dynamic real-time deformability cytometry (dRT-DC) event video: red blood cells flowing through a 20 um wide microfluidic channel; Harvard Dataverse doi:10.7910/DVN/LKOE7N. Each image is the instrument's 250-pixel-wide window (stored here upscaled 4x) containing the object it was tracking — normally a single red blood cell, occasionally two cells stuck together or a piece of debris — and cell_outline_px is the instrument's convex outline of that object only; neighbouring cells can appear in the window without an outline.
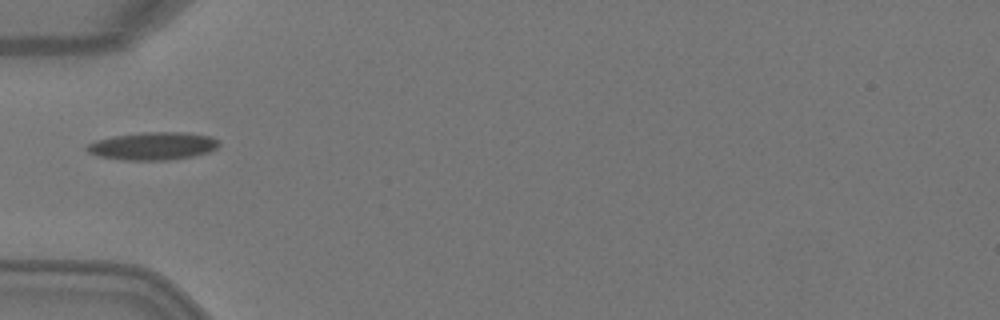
{"species": "Egyptian fruit bat (a non-hibernating species)", "species_latin": "Rousettus aegyptiacus", "temperature_condition": "warm", "stored_images_in_passage": 4, "camera_frame_rate_fps": 3000, "um_per_image_px": 0.085, "animal": {"sex": "female"}, "frame": {"image": 1, "passage_image": 3, "time_ms": 0.667, "image_size_px": [1000, 320], "cell_outline_px": [[220, 144], [216, 148], [208, 152], [192, 156], [164, 160], [124, 160], [96, 156], [88, 152], [84, 148], [88, 144], [96, 140], [112, 136], [144, 132], [184, 132], [212, 136], [220, 140]], "centroid_in_image_um": [12.99, 12.4], "position_along_channel_um": 72.0, "area_um2": 21.5}}